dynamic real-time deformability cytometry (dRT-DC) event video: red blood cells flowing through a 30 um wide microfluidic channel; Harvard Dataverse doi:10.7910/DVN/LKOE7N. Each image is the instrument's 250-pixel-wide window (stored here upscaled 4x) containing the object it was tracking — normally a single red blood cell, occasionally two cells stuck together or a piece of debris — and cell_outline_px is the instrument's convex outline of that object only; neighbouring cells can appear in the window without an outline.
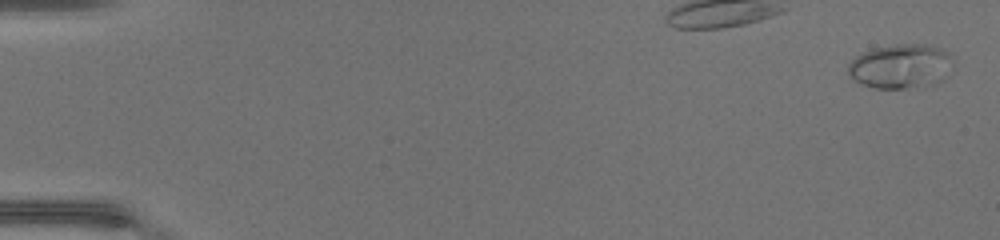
{"species": "common noctule bat (a hibernating species)", "species_latin": "Nyctalus noctula", "temperature_condition": "warm", "stored_images_in_passage": 38, "camera_frame_rate_fps": 3000, "um_per_image_px": 0.085, "animal": {"sex": "female", "body_mass_g": 17.0, "forearm_length_mm": 48.0}, "frame": {"image": 1, "passage_image": 2, "time_ms": 0.333, "image_size_px": [1000, 240], "cell_outline_px": [[948, 56], [916, 84], [904, 88], [876, 88], [860, 84], [848, 72], [848, 64], [856, 56], [872, 48], [896, 44], [924, 44], [940, 48], [948, 52]], "centroid_in_image_um": [76.12, 5.53], "position_along_channel_um": 8.9, "area_um2": 23.58}}
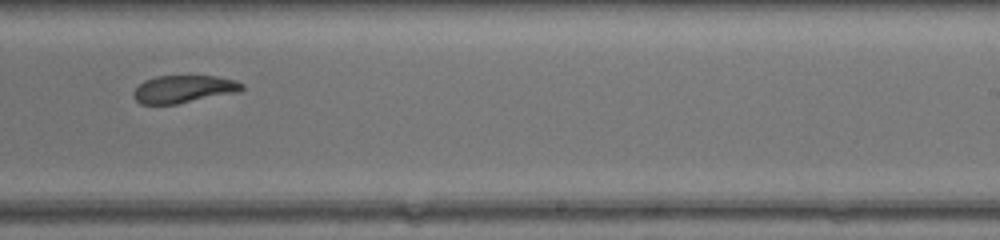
{"frame": {"image": 2, "passage_image": 26, "time_ms": 8.333, "image_size_px": [1000, 240], "cell_outline_px": [[244, 88], [240, 92], [176, 104], [140, 104], [132, 96], [132, 92], [144, 80], [156, 76], [216, 76], [236, 80], [244, 84]], "centroid_in_image_um": [15.62, 7.57], "position_along_channel_um": 273.4, "area_um2": 17.57}}
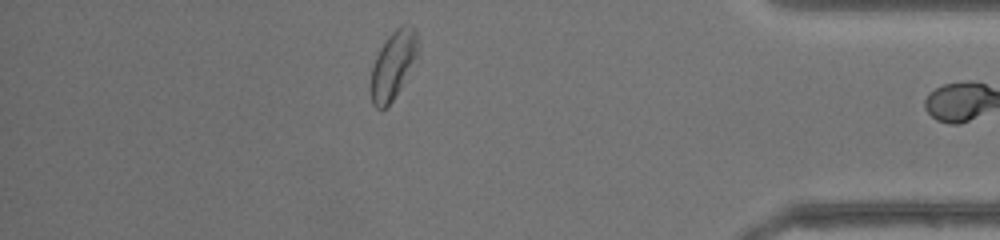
{"frame": {"image": 3, "passage_image": 37, "time_ms": 12.0, "image_size_px": [1000, 240], "cell_outline_px": [[420, 56], [400, 88], [392, 100], [384, 108], [376, 108], [372, 104], [372, 68], [376, 56], [380, 48], [388, 36], [400, 24], [408, 24], [416, 28], [420, 40]], "centroid_in_image_um": [33.51, 5.42], "position_along_channel_um": 401.7, "area_um2": 18.96}}